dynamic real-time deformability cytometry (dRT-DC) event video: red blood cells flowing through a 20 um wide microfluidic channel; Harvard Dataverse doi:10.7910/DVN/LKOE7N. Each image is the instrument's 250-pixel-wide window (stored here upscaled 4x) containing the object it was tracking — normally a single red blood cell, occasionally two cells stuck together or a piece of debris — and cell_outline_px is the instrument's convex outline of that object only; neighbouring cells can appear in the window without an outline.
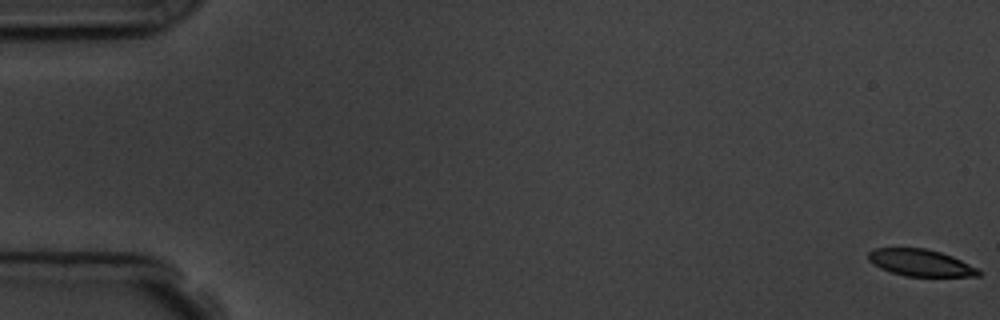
{"species": "common noctule bat (a hibernating species)", "species_latin": "Nyctalus noctula", "temperature_condition": "room temperature", "stored_images_in_passage": 6, "camera_frame_rate_fps": 3000, "um_per_image_px": 0.085, "animal": {"sex": "male", "body_mass_g": 19.5, "forearm_length_mm": 54.6}, "frame": {"image": 1, "passage_image": 1, "time_ms": 0.0, "image_size_px": [1000, 320], "cell_outline_px": [[980, 276], [904, 276], [880, 268], [872, 264], [868, 260], [868, 252], [876, 248], [924, 248], [940, 252], [952, 256], [976, 268], [980, 272]], "centroid_in_image_um": [78.2, 22.33], "position_along_channel_um": 6.8, "area_um2": 17.05}}
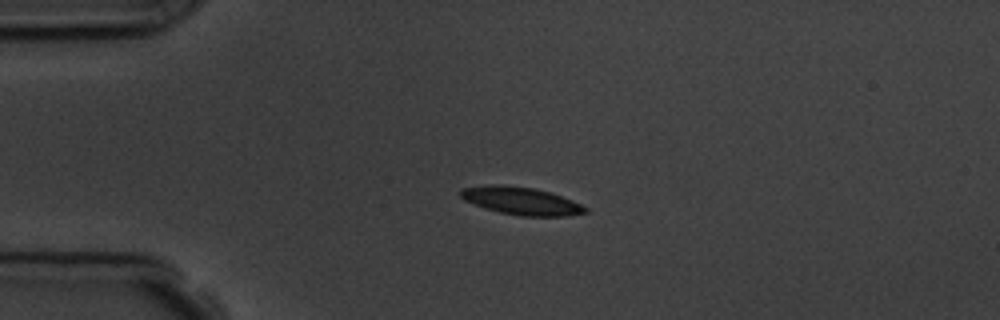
{"frame": {"image": 2, "passage_image": 4, "time_ms": 4.333, "image_size_px": [1000, 320], "cell_outline_px": [[588, 212], [568, 216], [520, 216], [500, 212], [484, 208], [464, 200], [460, 196], [460, 188], [492, 184], [500, 184], [532, 188], [548, 192], [572, 200], [588, 208]], "centroid_in_image_um": [44.28, 17.08], "position_along_channel_um": 40.7, "area_um2": 20.06}}